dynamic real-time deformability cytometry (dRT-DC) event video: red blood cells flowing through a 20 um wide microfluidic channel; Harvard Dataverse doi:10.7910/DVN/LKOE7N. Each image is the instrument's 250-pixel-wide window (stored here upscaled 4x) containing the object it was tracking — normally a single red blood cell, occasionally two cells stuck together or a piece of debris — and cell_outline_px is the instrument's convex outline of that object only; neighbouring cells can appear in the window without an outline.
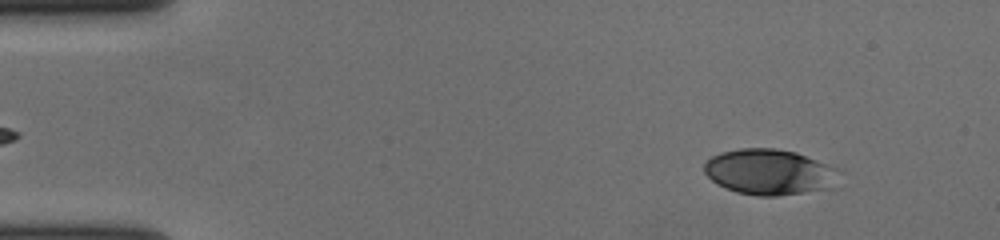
{"species": "human", "species_latin": "Homo sapiens", "temperature_condition": "cold", "stored_images_in_passage": 51, "camera_frame_rate_fps": 3000, "um_per_image_px": 0.085, "donor": {"sex": "female"}, "frame": {"image": 1, "passage_image": 1, "time_ms": 0.0, "image_size_px": [1000, 240], "cell_outline_px": [[840, 168], [832, 188], [776, 196], [756, 196], [736, 192], [724, 188], [716, 184], [704, 172], [704, 164], [712, 156], [720, 152], [740, 148], [776, 148], [796, 152]], "centroid_in_image_um": [65.39, 14.61], "position_along_channel_um": 19.6, "area_um2": 36.13}}
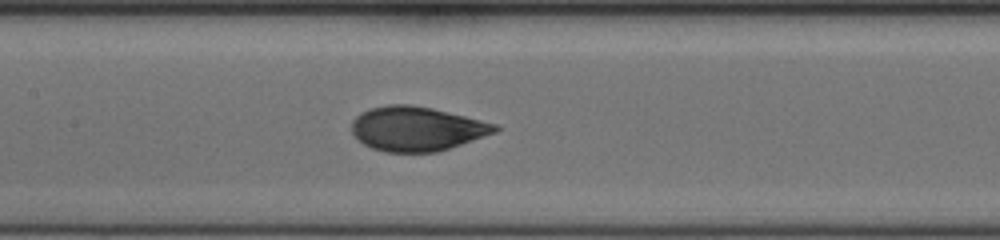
{"frame": {"image": 2, "passage_image": 22, "time_ms": 7.0, "image_size_px": [1000, 240], "cell_outline_px": [[500, 128], [496, 132], [436, 152], [384, 152], [372, 148], [364, 144], [352, 132], [352, 120], [360, 112], [368, 108], [388, 104], [408, 104], [432, 108], [496, 124]], "centroid_in_image_um": [35.38, 10.93], "position_along_channel_um": 172.0, "area_um2": 36.76}}
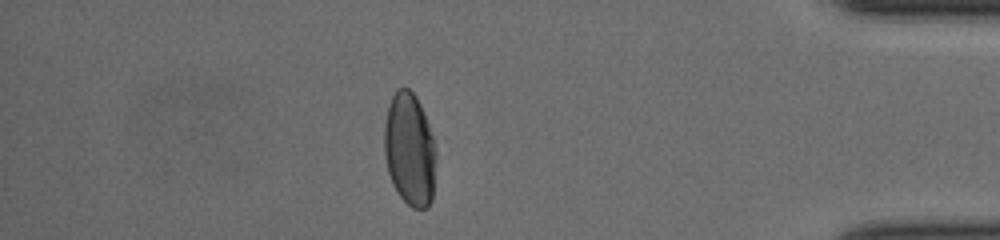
{"frame": {"image": 3, "passage_image": 44, "time_ms": 14.333, "image_size_px": [1000, 240], "cell_outline_px": [[436, 156], [432, 200], [428, 208], [412, 208], [400, 196], [392, 184], [388, 172], [384, 152], [384, 124], [388, 108], [392, 96], [396, 88], [408, 88], [416, 96], [420, 104], [428, 124], [432, 136], [436, 152]], "centroid_in_image_um": [34.81, 12.71], "position_along_channel_um": 400.4, "area_um2": 34.1}, "authors_computed_cell_mechanics": {"area_um2": 36.8186, "velocity_mm_per_s": 3.6435, "shape_relaxation_time_tau1_ms": 4.5308, "shape_relaxation_time_tau2_ms": 0.8128, "deformation_change_tau1": 0.1787, "deformation_change_tau2": 0.0519}}